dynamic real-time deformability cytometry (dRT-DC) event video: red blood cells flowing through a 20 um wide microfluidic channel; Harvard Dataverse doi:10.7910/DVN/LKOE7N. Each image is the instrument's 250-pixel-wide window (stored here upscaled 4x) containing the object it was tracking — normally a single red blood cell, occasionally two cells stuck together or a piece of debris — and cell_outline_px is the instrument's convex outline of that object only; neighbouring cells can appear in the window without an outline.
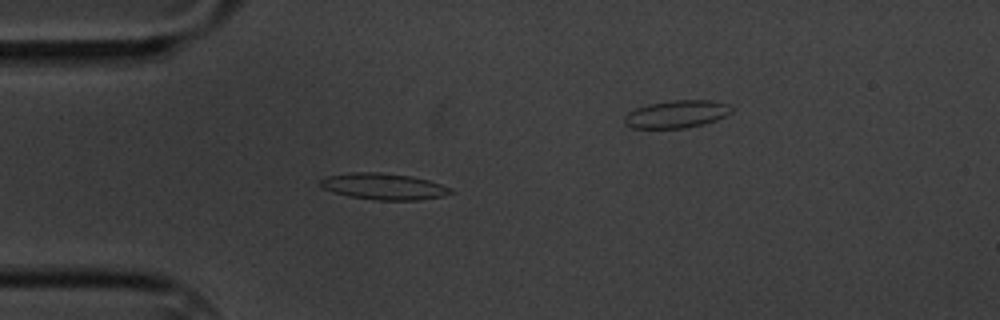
{"species": "common noctule bat (a hibernating species)", "species_latin": "Nyctalus noctula", "temperature_condition": "cold", "stored_images_in_passage": 6, "camera_frame_rate_fps": 3000, "um_per_image_px": 0.085, "animal": {"sex": "male", "body_mass_g": 20.1, "forearm_length_mm": 53.5}, "frame": {"image": 1, "passage_image": 4, "time_ms": 3.667, "image_size_px": [1000, 320], "cell_outline_px": [[456, 192], [444, 196], [416, 200], [376, 200], [348, 196], [320, 188], [320, 180], [324, 176], [352, 172], [380, 172], [412, 176], [428, 180], [452, 188]], "centroid_in_image_um": [32.61, 15.84], "position_along_channel_um": 52.4, "area_um2": 20.23}}